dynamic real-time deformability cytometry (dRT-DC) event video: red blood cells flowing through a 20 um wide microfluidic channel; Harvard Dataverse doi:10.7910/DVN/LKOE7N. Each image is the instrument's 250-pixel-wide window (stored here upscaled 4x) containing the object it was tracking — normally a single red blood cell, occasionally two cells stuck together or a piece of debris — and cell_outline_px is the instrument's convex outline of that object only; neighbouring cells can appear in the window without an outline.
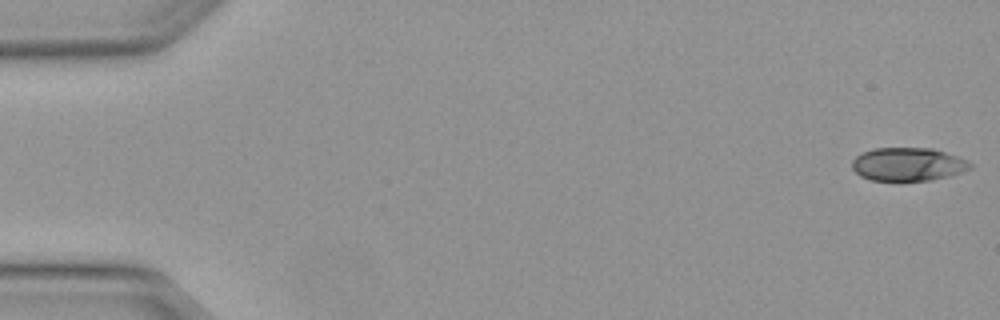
{"species": "Egyptian fruit bat (a non-hibernating species)", "species_latin": "Rousettus aegyptiacus", "temperature_condition": "warm", "stored_images_in_passage": 50, "camera_frame_rate_fps": 3000, "um_per_image_px": 0.085, "animal": {"sex": "female"}, "frame": {"image": 1, "passage_image": 1, "time_ms": 0.0, "image_size_px": [1000, 320], "cell_outline_px": [[972, 168], [948, 176], [932, 180], [872, 180], [860, 176], [852, 168], [852, 160], [860, 152], [872, 148], [932, 148], [968, 160], [972, 164]], "centroid_in_image_um": [77.15, 13.95], "position_along_channel_um": 7.8, "area_um2": 22.89}}
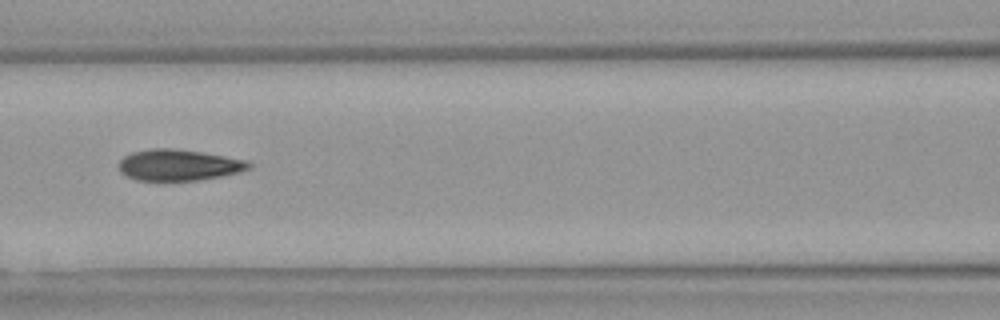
{"frame": {"image": 2, "passage_image": 22, "time_ms": 7.0, "image_size_px": [1000, 320], "cell_outline_px": [[252, 168], [220, 176], [196, 180], [136, 180], [124, 176], [120, 172], [120, 160], [124, 156], [132, 152], [152, 148], [172, 148], [200, 152], [248, 160], [252, 164]], "centroid_in_image_um": [15.17, 14.02], "position_along_channel_um": 151.4, "area_um2": 23.47}}
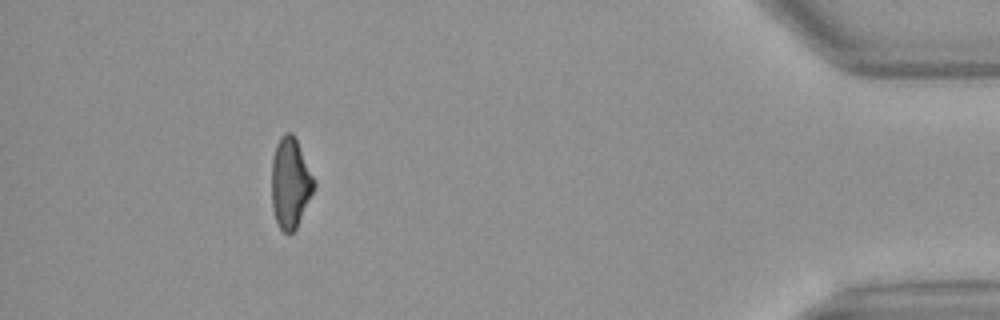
{"frame": {"image": 3, "passage_image": 45, "time_ms": 14.667, "image_size_px": [1000, 320], "cell_outline_px": [[316, 184], [296, 228], [288, 236], [280, 228], [276, 220], [272, 208], [272, 160], [276, 144], [280, 136], [284, 132], [292, 132], [316, 180]], "centroid_in_image_um": [24.67, 15.54], "position_along_channel_um": 410.5, "area_um2": 22.25}}